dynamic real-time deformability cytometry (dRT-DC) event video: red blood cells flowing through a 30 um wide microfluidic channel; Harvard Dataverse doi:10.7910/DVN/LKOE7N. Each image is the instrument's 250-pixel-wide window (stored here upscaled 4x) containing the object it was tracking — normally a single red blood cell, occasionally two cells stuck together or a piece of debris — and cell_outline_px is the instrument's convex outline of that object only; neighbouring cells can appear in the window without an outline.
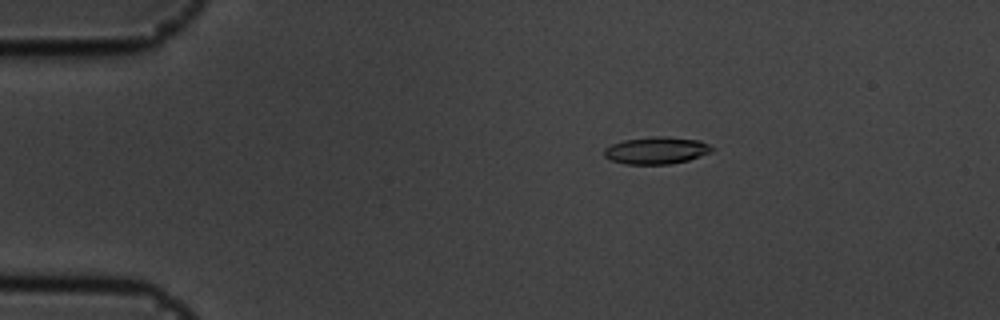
{"species": "common noctule bat (a hibernating species)", "species_latin": "Nyctalus noctula", "temperature_condition": "cold", "stored_images_in_passage": 55, "camera_frame_rate_fps": 3000, "um_per_image_px": 0.085, "animal": {"sex": "male", "body_mass_g": 19.5, "forearm_length_mm": 54.6}, "frame": {"image": 1, "passage_image": 10, "time_ms": 3.0, "image_size_px": [1000, 320], "cell_outline_px": [[716, 148], [712, 152], [688, 160], [668, 164], [624, 164], [612, 160], [604, 156], [604, 148], [612, 144], [624, 140], [652, 136], [664, 136], [700, 140]], "centroid_in_image_um": [55.81, 12.78], "position_along_channel_um": 29.2, "area_um2": 17.11}}
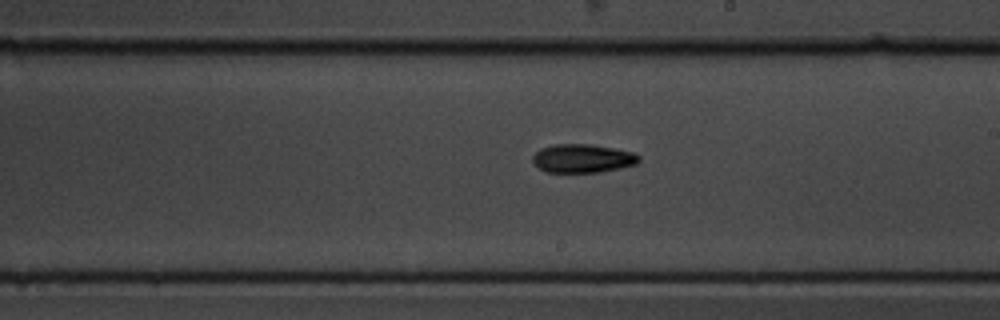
{"frame": {"image": 2, "passage_image": 32, "time_ms": 10.333, "image_size_px": [1000, 320], "cell_outline_px": [[640, 160], [636, 164], [620, 168], [600, 172], [544, 172], [532, 160], [532, 156], [540, 148], [552, 144], [588, 144], [612, 148], [632, 152], [640, 156]], "centroid_in_image_um": [49.5, 13.46], "position_along_channel_um": 239.5, "area_um2": 17.63}}
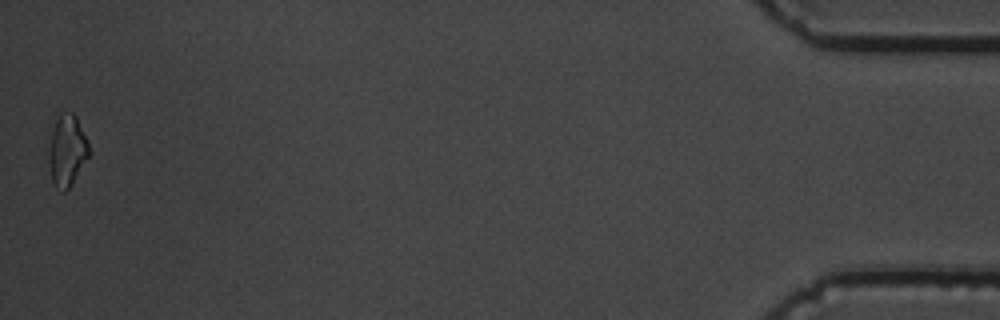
{"frame": {"image": 3, "passage_image": 55, "time_ms": 18.0, "image_size_px": [1000, 320], "cell_outline_px": [[88, 156], [72, 184], [64, 192], [60, 192], [56, 188], [52, 180], [48, 160], [48, 152], [52, 132], [56, 120], [60, 112], [72, 112], [76, 116], [88, 140]], "centroid_in_image_um": [5.68, 12.8], "position_along_channel_um": 429.5, "area_um2": 16.59}, "authors_computed_cell_mechanics": {"area_um2": 16.6464, "velocity_mm_per_s": 3.655, "shape_relaxation_time_tau1_ms": 4.1943, "shape_relaxation_time_tau2_ms": 4.6136, "deformation_change_tau1": 0.1399, "deformation_change_tau2": 0.1309}}